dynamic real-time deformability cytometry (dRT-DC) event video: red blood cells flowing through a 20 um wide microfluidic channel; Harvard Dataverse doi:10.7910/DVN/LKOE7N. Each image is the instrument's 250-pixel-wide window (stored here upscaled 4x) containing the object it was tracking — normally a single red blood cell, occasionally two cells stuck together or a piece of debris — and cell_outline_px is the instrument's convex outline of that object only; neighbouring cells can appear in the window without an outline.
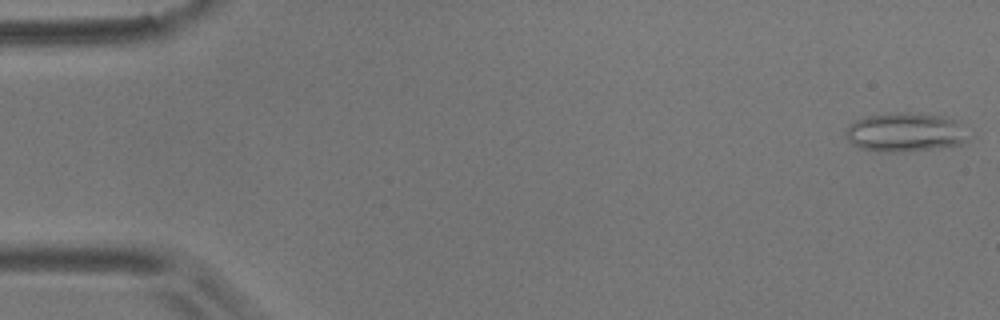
{"species": "common noctule bat (a hibernating species)", "species_latin": "Nyctalus noctula", "temperature_condition": "room temperature", "stored_images_in_passage": 3, "camera_frame_rate_fps": 3000, "um_per_image_px": 0.085, "animal": {"sex": "male", "body_mass_g": 17.9}, "frame": {"image": 1, "passage_image": 1, "time_ms": 0.0, "image_size_px": [1000, 320], "cell_outline_px": [[964, 140], [960, 144], [928, 148], [892, 152], [884, 152], [860, 148], [852, 144], [848, 140], [844, 132], [856, 120], [868, 116], [904, 112], [944, 116], [952, 120]], "centroid_in_image_um": [76.76, 11.24], "position_along_channel_um": 8.2, "area_um2": 26.3}}